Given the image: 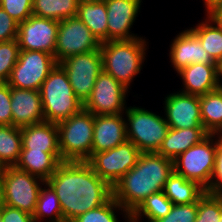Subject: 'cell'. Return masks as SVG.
Listing matches in <instances>:
<instances>
[{
  "instance_id": "60d3db41",
  "label": "cell",
  "mask_w": 222,
  "mask_h": 222,
  "mask_svg": "<svg viewBox=\"0 0 222 222\" xmlns=\"http://www.w3.org/2000/svg\"><path fill=\"white\" fill-rule=\"evenodd\" d=\"M216 21H222V1L208 12Z\"/></svg>"
},
{
  "instance_id": "83f0119b",
  "label": "cell",
  "mask_w": 222,
  "mask_h": 222,
  "mask_svg": "<svg viewBox=\"0 0 222 222\" xmlns=\"http://www.w3.org/2000/svg\"><path fill=\"white\" fill-rule=\"evenodd\" d=\"M22 150L21 128L0 126V167H14Z\"/></svg>"
},
{
  "instance_id": "3957f363",
  "label": "cell",
  "mask_w": 222,
  "mask_h": 222,
  "mask_svg": "<svg viewBox=\"0 0 222 222\" xmlns=\"http://www.w3.org/2000/svg\"><path fill=\"white\" fill-rule=\"evenodd\" d=\"M143 36L131 40H112L101 43L103 71L131 89V83L140 74L149 49ZM148 47V48H147Z\"/></svg>"
},
{
  "instance_id": "9c48e42d",
  "label": "cell",
  "mask_w": 222,
  "mask_h": 222,
  "mask_svg": "<svg viewBox=\"0 0 222 222\" xmlns=\"http://www.w3.org/2000/svg\"><path fill=\"white\" fill-rule=\"evenodd\" d=\"M141 153L131 141L126 140L110 150L93 153L86 162L113 188L136 165Z\"/></svg>"
},
{
  "instance_id": "52a82bcc",
  "label": "cell",
  "mask_w": 222,
  "mask_h": 222,
  "mask_svg": "<svg viewBox=\"0 0 222 222\" xmlns=\"http://www.w3.org/2000/svg\"><path fill=\"white\" fill-rule=\"evenodd\" d=\"M218 144L219 134H209L173 160L174 172L206 190L214 173Z\"/></svg>"
},
{
  "instance_id": "b9f144b4",
  "label": "cell",
  "mask_w": 222,
  "mask_h": 222,
  "mask_svg": "<svg viewBox=\"0 0 222 222\" xmlns=\"http://www.w3.org/2000/svg\"><path fill=\"white\" fill-rule=\"evenodd\" d=\"M222 0H203V5L205 7V13H208L216 4Z\"/></svg>"
},
{
  "instance_id": "7402d4cb",
  "label": "cell",
  "mask_w": 222,
  "mask_h": 222,
  "mask_svg": "<svg viewBox=\"0 0 222 222\" xmlns=\"http://www.w3.org/2000/svg\"><path fill=\"white\" fill-rule=\"evenodd\" d=\"M22 149L60 152L57 123L41 122L21 128Z\"/></svg>"
},
{
  "instance_id": "bcb514c9",
  "label": "cell",
  "mask_w": 222,
  "mask_h": 222,
  "mask_svg": "<svg viewBox=\"0 0 222 222\" xmlns=\"http://www.w3.org/2000/svg\"><path fill=\"white\" fill-rule=\"evenodd\" d=\"M79 1H99V0H79Z\"/></svg>"
},
{
  "instance_id": "1f68e13d",
  "label": "cell",
  "mask_w": 222,
  "mask_h": 222,
  "mask_svg": "<svg viewBox=\"0 0 222 222\" xmlns=\"http://www.w3.org/2000/svg\"><path fill=\"white\" fill-rule=\"evenodd\" d=\"M118 212L125 221L131 222L130 214L113 197L106 204L79 215L72 222H119Z\"/></svg>"
},
{
  "instance_id": "2e32d148",
  "label": "cell",
  "mask_w": 222,
  "mask_h": 222,
  "mask_svg": "<svg viewBox=\"0 0 222 222\" xmlns=\"http://www.w3.org/2000/svg\"><path fill=\"white\" fill-rule=\"evenodd\" d=\"M107 9V41L131 40L139 35L131 27L140 12L142 0H104ZM131 31V32H130Z\"/></svg>"
},
{
  "instance_id": "7a4b0ae2",
  "label": "cell",
  "mask_w": 222,
  "mask_h": 222,
  "mask_svg": "<svg viewBox=\"0 0 222 222\" xmlns=\"http://www.w3.org/2000/svg\"><path fill=\"white\" fill-rule=\"evenodd\" d=\"M174 161L156 152L141 153L136 165L114 185L113 198L130 215L151 194L163 191Z\"/></svg>"
},
{
  "instance_id": "e0dca14e",
  "label": "cell",
  "mask_w": 222,
  "mask_h": 222,
  "mask_svg": "<svg viewBox=\"0 0 222 222\" xmlns=\"http://www.w3.org/2000/svg\"><path fill=\"white\" fill-rule=\"evenodd\" d=\"M169 46V60L176 73L195 63L217 64L203 49L199 38L188 28L179 32Z\"/></svg>"
},
{
  "instance_id": "d4e9b609",
  "label": "cell",
  "mask_w": 222,
  "mask_h": 222,
  "mask_svg": "<svg viewBox=\"0 0 222 222\" xmlns=\"http://www.w3.org/2000/svg\"><path fill=\"white\" fill-rule=\"evenodd\" d=\"M163 192L174 205H181L198 203V199L206 191L197 182L174 172L165 183Z\"/></svg>"
},
{
  "instance_id": "4fadbf2b",
  "label": "cell",
  "mask_w": 222,
  "mask_h": 222,
  "mask_svg": "<svg viewBox=\"0 0 222 222\" xmlns=\"http://www.w3.org/2000/svg\"><path fill=\"white\" fill-rule=\"evenodd\" d=\"M129 89L102 71L96 78L90 97L84 109L94 115L121 114L126 111Z\"/></svg>"
},
{
  "instance_id": "cb8c5ba5",
  "label": "cell",
  "mask_w": 222,
  "mask_h": 222,
  "mask_svg": "<svg viewBox=\"0 0 222 222\" xmlns=\"http://www.w3.org/2000/svg\"><path fill=\"white\" fill-rule=\"evenodd\" d=\"M77 17L100 43L107 41V9L104 0L79 1Z\"/></svg>"
},
{
  "instance_id": "484cf974",
  "label": "cell",
  "mask_w": 222,
  "mask_h": 222,
  "mask_svg": "<svg viewBox=\"0 0 222 222\" xmlns=\"http://www.w3.org/2000/svg\"><path fill=\"white\" fill-rule=\"evenodd\" d=\"M189 29L199 38L205 51L216 61L222 59V26L209 14Z\"/></svg>"
},
{
  "instance_id": "30bf717a",
  "label": "cell",
  "mask_w": 222,
  "mask_h": 222,
  "mask_svg": "<svg viewBox=\"0 0 222 222\" xmlns=\"http://www.w3.org/2000/svg\"><path fill=\"white\" fill-rule=\"evenodd\" d=\"M57 64L52 54L20 50L7 84L13 88L40 90L42 83Z\"/></svg>"
},
{
  "instance_id": "5b68a950",
  "label": "cell",
  "mask_w": 222,
  "mask_h": 222,
  "mask_svg": "<svg viewBox=\"0 0 222 222\" xmlns=\"http://www.w3.org/2000/svg\"><path fill=\"white\" fill-rule=\"evenodd\" d=\"M63 161H87L92 155L94 114L84 108L57 123Z\"/></svg>"
},
{
  "instance_id": "ee69618b",
  "label": "cell",
  "mask_w": 222,
  "mask_h": 222,
  "mask_svg": "<svg viewBox=\"0 0 222 222\" xmlns=\"http://www.w3.org/2000/svg\"><path fill=\"white\" fill-rule=\"evenodd\" d=\"M2 194H1V185H0V208H1V205H2Z\"/></svg>"
},
{
  "instance_id": "277c9868",
  "label": "cell",
  "mask_w": 222,
  "mask_h": 222,
  "mask_svg": "<svg viewBox=\"0 0 222 222\" xmlns=\"http://www.w3.org/2000/svg\"><path fill=\"white\" fill-rule=\"evenodd\" d=\"M40 94L47 122L58 123L84 108L83 102L73 92L66 72L59 64L42 83Z\"/></svg>"
},
{
  "instance_id": "ab89813d",
  "label": "cell",
  "mask_w": 222,
  "mask_h": 222,
  "mask_svg": "<svg viewBox=\"0 0 222 222\" xmlns=\"http://www.w3.org/2000/svg\"><path fill=\"white\" fill-rule=\"evenodd\" d=\"M0 215L3 222H35L31 214L5 204L1 205Z\"/></svg>"
},
{
  "instance_id": "8992f818",
  "label": "cell",
  "mask_w": 222,
  "mask_h": 222,
  "mask_svg": "<svg viewBox=\"0 0 222 222\" xmlns=\"http://www.w3.org/2000/svg\"><path fill=\"white\" fill-rule=\"evenodd\" d=\"M159 115L134 105L124 112L127 140L142 153L157 152L165 139L169 126L165 117Z\"/></svg>"
},
{
  "instance_id": "f546056e",
  "label": "cell",
  "mask_w": 222,
  "mask_h": 222,
  "mask_svg": "<svg viewBox=\"0 0 222 222\" xmlns=\"http://www.w3.org/2000/svg\"><path fill=\"white\" fill-rule=\"evenodd\" d=\"M172 207L173 203L163 191L153 193L130 215L131 222H140L144 219L143 217L146 218L147 222H155L165 217Z\"/></svg>"
},
{
  "instance_id": "f1b7e54d",
  "label": "cell",
  "mask_w": 222,
  "mask_h": 222,
  "mask_svg": "<svg viewBox=\"0 0 222 222\" xmlns=\"http://www.w3.org/2000/svg\"><path fill=\"white\" fill-rule=\"evenodd\" d=\"M79 0H32L34 16L61 21L77 16Z\"/></svg>"
},
{
  "instance_id": "8fae6325",
  "label": "cell",
  "mask_w": 222,
  "mask_h": 222,
  "mask_svg": "<svg viewBox=\"0 0 222 222\" xmlns=\"http://www.w3.org/2000/svg\"><path fill=\"white\" fill-rule=\"evenodd\" d=\"M58 64L66 72L76 97L84 104L92 93L96 78L103 71L100 49L69 56Z\"/></svg>"
},
{
  "instance_id": "836d02e7",
  "label": "cell",
  "mask_w": 222,
  "mask_h": 222,
  "mask_svg": "<svg viewBox=\"0 0 222 222\" xmlns=\"http://www.w3.org/2000/svg\"><path fill=\"white\" fill-rule=\"evenodd\" d=\"M20 48L17 39L0 42V83H7L18 61Z\"/></svg>"
},
{
  "instance_id": "74e56055",
  "label": "cell",
  "mask_w": 222,
  "mask_h": 222,
  "mask_svg": "<svg viewBox=\"0 0 222 222\" xmlns=\"http://www.w3.org/2000/svg\"><path fill=\"white\" fill-rule=\"evenodd\" d=\"M19 23L0 6V42L17 39Z\"/></svg>"
},
{
  "instance_id": "44dd1931",
  "label": "cell",
  "mask_w": 222,
  "mask_h": 222,
  "mask_svg": "<svg viewBox=\"0 0 222 222\" xmlns=\"http://www.w3.org/2000/svg\"><path fill=\"white\" fill-rule=\"evenodd\" d=\"M62 162L60 152L22 149L16 168L47 181Z\"/></svg>"
},
{
  "instance_id": "603a6c76",
  "label": "cell",
  "mask_w": 222,
  "mask_h": 222,
  "mask_svg": "<svg viewBox=\"0 0 222 222\" xmlns=\"http://www.w3.org/2000/svg\"><path fill=\"white\" fill-rule=\"evenodd\" d=\"M209 133L204 128H169L159 150V155L174 160L188 148L200 143Z\"/></svg>"
},
{
  "instance_id": "ffe728a7",
  "label": "cell",
  "mask_w": 222,
  "mask_h": 222,
  "mask_svg": "<svg viewBox=\"0 0 222 222\" xmlns=\"http://www.w3.org/2000/svg\"><path fill=\"white\" fill-rule=\"evenodd\" d=\"M177 75L183 84L180 91L187 94L200 96L220 88L217 64H191L177 72Z\"/></svg>"
},
{
  "instance_id": "8d00e7d4",
  "label": "cell",
  "mask_w": 222,
  "mask_h": 222,
  "mask_svg": "<svg viewBox=\"0 0 222 222\" xmlns=\"http://www.w3.org/2000/svg\"><path fill=\"white\" fill-rule=\"evenodd\" d=\"M12 125L11 87L0 83V126Z\"/></svg>"
},
{
  "instance_id": "f35d334b",
  "label": "cell",
  "mask_w": 222,
  "mask_h": 222,
  "mask_svg": "<svg viewBox=\"0 0 222 222\" xmlns=\"http://www.w3.org/2000/svg\"><path fill=\"white\" fill-rule=\"evenodd\" d=\"M205 191L208 193L222 194V136L220 135L215 159L214 173L211 178L210 186Z\"/></svg>"
},
{
  "instance_id": "ac0fdd59",
  "label": "cell",
  "mask_w": 222,
  "mask_h": 222,
  "mask_svg": "<svg viewBox=\"0 0 222 222\" xmlns=\"http://www.w3.org/2000/svg\"><path fill=\"white\" fill-rule=\"evenodd\" d=\"M12 125L18 128L45 121L40 90L11 87Z\"/></svg>"
},
{
  "instance_id": "d6a6232c",
  "label": "cell",
  "mask_w": 222,
  "mask_h": 222,
  "mask_svg": "<svg viewBox=\"0 0 222 222\" xmlns=\"http://www.w3.org/2000/svg\"><path fill=\"white\" fill-rule=\"evenodd\" d=\"M222 209V194L205 192L197 203L195 222H219Z\"/></svg>"
},
{
  "instance_id": "6da1fadb",
  "label": "cell",
  "mask_w": 222,
  "mask_h": 222,
  "mask_svg": "<svg viewBox=\"0 0 222 222\" xmlns=\"http://www.w3.org/2000/svg\"><path fill=\"white\" fill-rule=\"evenodd\" d=\"M46 182L58 196L65 222H72L113 197L112 187L86 161L61 162Z\"/></svg>"
},
{
  "instance_id": "9a60e30c",
  "label": "cell",
  "mask_w": 222,
  "mask_h": 222,
  "mask_svg": "<svg viewBox=\"0 0 222 222\" xmlns=\"http://www.w3.org/2000/svg\"><path fill=\"white\" fill-rule=\"evenodd\" d=\"M163 105L169 128H204L198 95L177 91L165 96Z\"/></svg>"
},
{
  "instance_id": "e575fe53",
  "label": "cell",
  "mask_w": 222,
  "mask_h": 222,
  "mask_svg": "<svg viewBox=\"0 0 222 222\" xmlns=\"http://www.w3.org/2000/svg\"><path fill=\"white\" fill-rule=\"evenodd\" d=\"M0 6L18 23L33 15L32 0H0Z\"/></svg>"
},
{
  "instance_id": "4316f807",
  "label": "cell",
  "mask_w": 222,
  "mask_h": 222,
  "mask_svg": "<svg viewBox=\"0 0 222 222\" xmlns=\"http://www.w3.org/2000/svg\"><path fill=\"white\" fill-rule=\"evenodd\" d=\"M199 101L204 129L222 136V88L200 95Z\"/></svg>"
},
{
  "instance_id": "d590c367",
  "label": "cell",
  "mask_w": 222,
  "mask_h": 222,
  "mask_svg": "<svg viewBox=\"0 0 222 222\" xmlns=\"http://www.w3.org/2000/svg\"><path fill=\"white\" fill-rule=\"evenodd\" d=\"M197 203L174 205L171 211L155 222H195Z\"/></svg>"
},
{
  "instance_id": "4dcf8cb0",
  "label": "cell",
  "mask_w": 222,
  "mask_h": 222,
  "mask_svg": "<svg viewBox=\"0 0 222 222\" xmlns=\"http://www.w3.org/2000/svg\"><path fill=\"white\" fill-rule=\"evenodd\" d=\"M33 217L35 222L44 221L46 218L48 222H65L58 196L47 182L40 189Z\"/></svg>"
},
{
  "instance_id": "5bb4252c",
  "label": "cell",
  "mask_w": 222,
  "mask_h": 222,
  "mask_svg": "<svg viewBox=\"0 0 222 222\" xmlns=\"http://www.w3.org/2000/svg\"><path fill=\"white\" fill-rule=\"evenodd\" d=\"M58 27L59 21L31 15L18 26L20 50L42 51L54 56Z\"/></svg>"
},
{
  "instance_id": "ba28073f",
  "label": "cell",
  "mask_w": 222,
  "mask_h": 222,
  "mask_svg": "<svg viewBox=\"0 0 222 222\" xmlns=\"http://www.w3.org/2000/svg\"><path fill=\"white\" fill-rule=\"evenodd\" d=\"M44 183L42 179L15 166L1 168L2 203L33 216L39 192Z\"/></svg>"
},
{
  "instance_id": "d6986e66",
  "label": "cell",
  "mask_w": 222,
  "mask_h": 222,
  "mask_svg": "<svg viewBox=\"0 0 222 222\" xmlns=\"http://www.w3.org/2000/svg\"><path fill=\"white\" fill-rule=\"evenodd\" d=\"M126 140L124 113L94 115L92 154L110 150Z\"/></svg>"
},
{
  "instance_id": "7c38bea8",
  "label": "cell",
  "mask_w": 222,
  "mask_h": 222,
  "mask_svg": "<svg viewBox=\"0 0 222 222\" xmlns=\"http://www.w3.org/2000/svg\"><path fill=\"white\" fill-rule=\"evenodd\" d=\"M101 43L77 17L59 21L54 57L57 63L69 56L100 49Z\"/></svg>"
},
{
  "instance_id": "f6af8a7d",
  "label": "cell",
  "mask_w": 222,
  "mask_h": 222,
  "mask_svg": "<svg viewBox=\"0 0 222 222\" xmlns=\"http://www.w3.org/2000/svg\"><path fill=\"white\" fill-rule=\"evenodd\" d=\"M219 222H222V209H221V213H220V221Z\"/></svg>"
},
{
  "instance_id": "7bdbcfd3",
  "label": "cell",
  "mask_w": 222,
  "mask_h": 222,
  "mask_svg": "<svg viewBox=\"0 0 222 222\" xmlns=\"http://www.w3.org/2000/svg\"><path fill=\"white\" fill-rule=\"evenodd\" d=\"M218 81L220 88H222V59L217 62Z\"/></svg>"
}]
</instances>
